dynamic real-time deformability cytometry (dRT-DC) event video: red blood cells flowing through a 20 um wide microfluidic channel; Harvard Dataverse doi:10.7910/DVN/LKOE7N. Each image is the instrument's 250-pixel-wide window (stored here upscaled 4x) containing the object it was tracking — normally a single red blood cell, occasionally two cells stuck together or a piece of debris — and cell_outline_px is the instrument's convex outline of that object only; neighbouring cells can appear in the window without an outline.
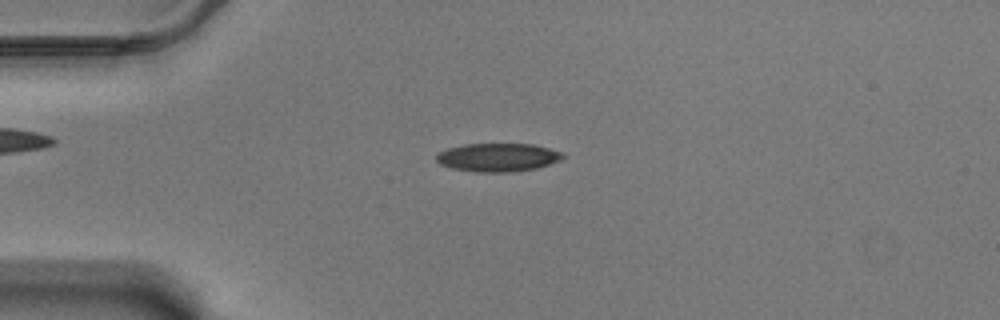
{"species": "Egyptian fruit bat (a non-hibernating species)", "species_latin": "Rousettus aegyptiacus", "temperature_condition": "warm", "stored_images_in_passage": 58, "camera_frame_rate_fps": 3000, "um_per_image_px": 0.085, "animal": {"sex": "male"}, "frame": {"image": 1, "passage_image": 14, "time_ms": 4.333, "image_size_px": [1000, 320], "cell_outline_px": [[568, 156], [560, 160], [536, 168], [512, 172], [476, 172], [452, 168], [440, 164], [436, 160], [436, 156], [440, 152], [448, 148], [464, 144], [532, 144], [564, 152]], "centroid_in_image_um": [42.35, 13.37], "position_along_channel_um": 42.7, "area_um2": 20.92}}
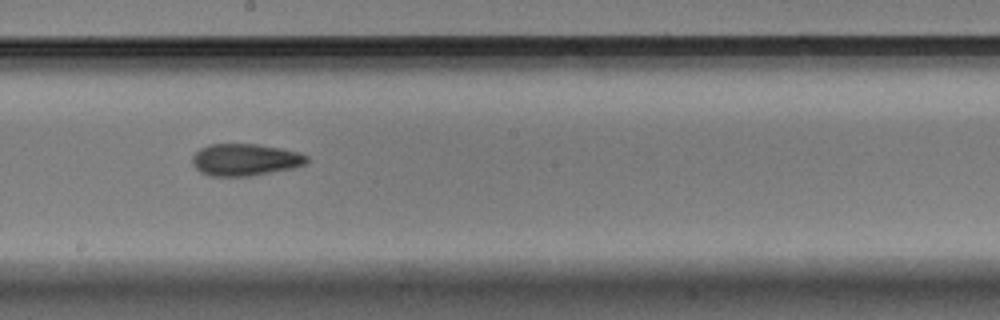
{"frame": {"image": 2, "passage_image": 32, "time_ms": 10.333, "image_size_px": [1000, 320], "cell_outline_px": [[308, 160], [304, 164], [292, 168], [252, 176], [208, 176], [200, 172], [192, 164], [192, 156], [200, 148], [208, 144], [256, 144], [280, 148], [296, 152], [308, 156]], "centroid_in_image_um": [20.79, 13.58], "position_along_channel_um": 227.4, "area_um2": 21.33}}
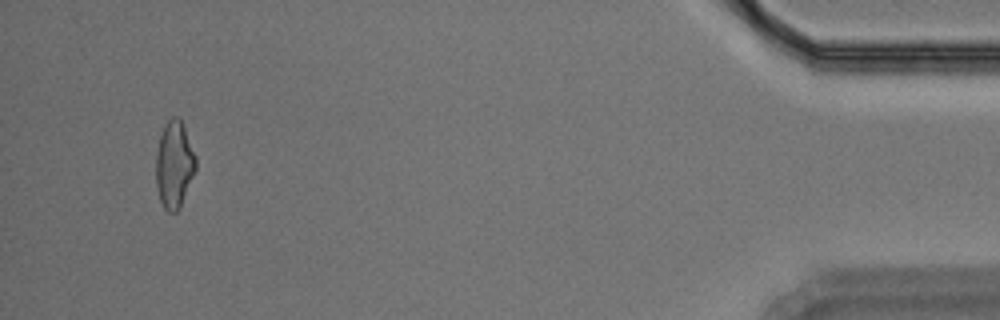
{"frame": {"image": 3, "passage_image": 55, "time_ms": 18.0, "image_size_px": [1000, 320], "cell_outline_px": [[196, 168], [180, 208], [176, 212], [168, 212], [164, 208], [160, 200], [156, 188], [156, 152], [160, 136], [164, 124], [172, 116], [180, 116], [196, 156]], "centroid_in_image_um": [14.8, 13.97], "position_along_channel_um": 420.4, "area_um2": 20.35}, "authors_computed_cell_mechanics": {"area_um2": 20.4323, "velocity_mm_per_s": 3.4738, "shape_relaxation_time_tau1_ms": null, "shape_relaxation_time_tau2_ms": 4.7064, "deformation_change_tau1": null, "deformation_change_tau2": 0.121}}